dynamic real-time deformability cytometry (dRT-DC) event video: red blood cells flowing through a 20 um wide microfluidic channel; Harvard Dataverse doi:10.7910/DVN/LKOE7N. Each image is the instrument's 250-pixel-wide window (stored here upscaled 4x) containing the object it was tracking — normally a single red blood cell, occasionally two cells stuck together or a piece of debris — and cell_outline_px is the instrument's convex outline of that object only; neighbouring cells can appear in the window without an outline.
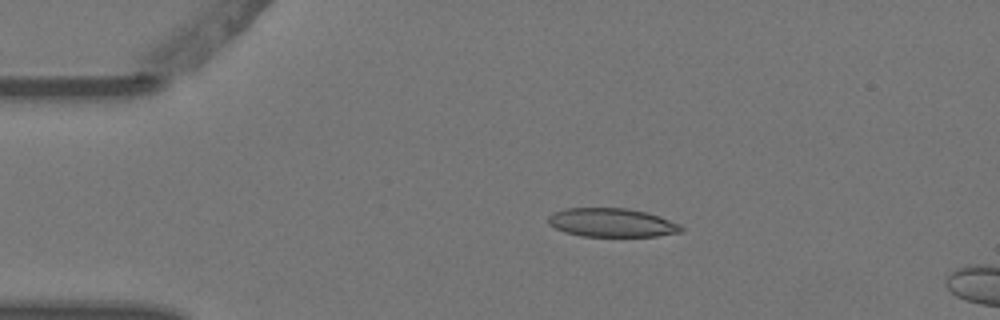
{"species": "Egyptian fruit bat (a non-hibernating species)", "species_latin": "Rousettus aegyptiacus", "temperature_condition": "warm", "stored_images_in_passage": 5, "camera_frame_rate_fps": 3000, "um_per_image_px": 0.085, "animal": {"sex": "female"}, "frame": {"image": 1, "passage_image": 3, "time_ms": 0.667, "image_size_px": [1000, 320], "cell_outline_px": [[684, 232], [656, 236], [580, 236], [564, 232], [548, 224], [548, 216], [552, 212], [564, 208], [624, 208], [644, 212], [660, 216], [680, 224], [684, 228]], "centroid_in_image_um": [52.0, 18.92], "position_along_channel_um": 33.0, "area_um2": 22.37}}